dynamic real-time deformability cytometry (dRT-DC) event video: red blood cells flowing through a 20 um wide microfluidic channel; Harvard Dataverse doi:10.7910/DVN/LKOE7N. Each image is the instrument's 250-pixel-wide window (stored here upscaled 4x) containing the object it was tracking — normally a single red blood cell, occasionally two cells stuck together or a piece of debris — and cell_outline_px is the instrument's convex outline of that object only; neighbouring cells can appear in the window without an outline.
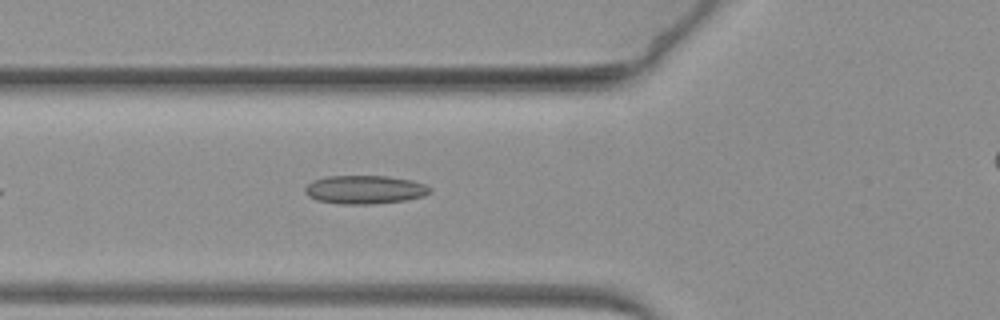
{"species": "common noctule bat (a hibernating species)", "species_latin": "Nyctalus noctula", "temperature_condition": "warm", "stored_images_in_passage": 41, "camera_frame_rate_fps": 3000, "um_per_image_px": 0.085, "animal": {"sex": "female", "body_mass_g": 19.3, "forearm_length_mm": 54.1}, "frame": {"image": 1, "passage_image": 8, "time_ms": 2.333, "image_size_px": [1000, 320], "cell_outline_px": [[432, 192], [424, 196], [404, 200], [372, 204], [340, 204], [316, 200], [308, 196], [304, 192], [304, 188], [312, 180], [328, 176], [388, 176], [412, 180], [424, 184], [432, 188]], "centroid_in_image_um": [31.0, 16.11], "position_along_channel_um": 94.8, "area_um2": 20.87}}
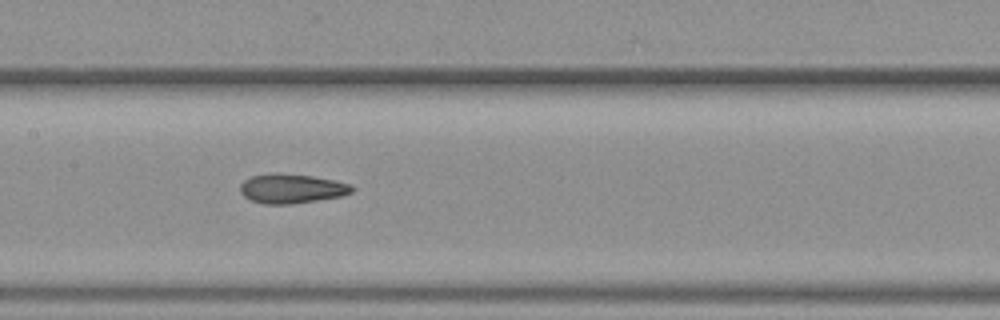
{"frame": {"image": 2, "passage_image": 16, "time_ms": 5.0, "image_size_px": [1000, 320], "cell_outline_px": [[356, 188], [352, 192], [340, 196], [292, 204], [264, 204], [252, 200], [244, 196], [240, 192], [240, 184], [244, 180], [252, 176], [272, 172], [312, 176], [352, 184]], "centroid_in_image_um": [24.78, 16.02], "position_along_channel_um": 182.6, "area_um2": 19.13}}
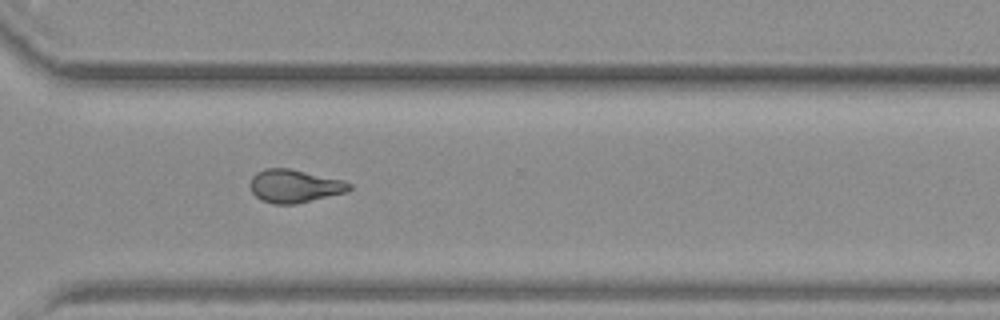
{"frame": {"image": 3, "passage_image": 31, "time_ms": 10.0, "image_size_px": [1000, 320], "cell_outline_px": [[352, 188], [348, 192], [296, 204], [272, 204], [260, 200], [252, 192], [248, 184], [252, 176], [256, 172], [264, 168], [288, 168], [344, 180], [352, 184]], "centroid_in_image_um": [25.02, 15.82], "position_along_channel_um": 345.6, "area_um2": 19.42}}